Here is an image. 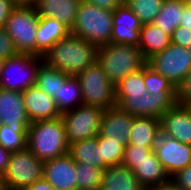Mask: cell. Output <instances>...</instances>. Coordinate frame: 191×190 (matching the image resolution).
Wrapping results in <instances>:
<instances>
[{
    "instance_id": "cell-1",
    "label": "cell",
    "mask_w": 191,
    "mask_h": 190,
    "mask_svg": "<svg viewBox=\"0 0 191 190\" xmlns=\"http://www.w3.org/2000/svg\"><path fill=\"white\" fill-rule=\"evenodd\" d=\"M115 98L117 106L132 116L157 119L178 103L177 91L148 93L144 83V67L115 85Z\"/></svg>"
},
{
    "instance_id": "cell-2",
    "label": "cell",
    "mask_w": 191,
    "mask_h": 190,
    "mask_svg": "<svg viewBox=\"0 0 191 190\" xmlns=\"http://www.w3.org/2000/svg\"><path fill=\"white\" fill-rule=\"evenodd\" d=\"M98 47L72 35L56 42L43 56V62L67 75L76 76L97 62Z\"/></svg>"
},
{
    "instance_id": "cell-3",
    "label": "cell",
    "mask_w": 191,
    "mask_h": 190,
    "mask_svg": "<svg viewBox=\"0 0 191 190\" xmlns=\"http://www.w3.org/2000/svg\"><path fill=\"white\" fill-rule=\"evenodd\" d=\"M27 148L43 162L67 154L69 144L62 117L31 123Z\"/></svg>"
},
{
    "instance_id": "cell-4",
    "label": "cell",
    "mask_w": 191,
    "mask_h": 190,
    "mask_svg": "<svg viewBox=\"0 0 191 190\" xmlns=\"http://www.w3.org/2000/svg\"><path fill=\"white\" fill-rule=\"evenodd\" d=\"M97 63L116 85L126 76L140 71L147 64V60L138 46L111 42L98 47Z\"/></svg>"
},
{
    "instance_id": "cell-5",
    "label": "cell",
    "mask_w": 191,
    "mask_h": 190,
    "mask_svg": "<svg viewBox=\"0 0 191 190\" xmlns=\"http://www.w3.org/2000/svg\"><path fill=\"white\" fill-rule=\"evenodd\" d=\"M113 10L81 1L76 21L70 33L101 47L111 43Z\"/></svg>"
},
{
    "instance_id": "cell-6",
    "label": "cell",
    "mask_w": 191,
    "mask_h": 190,
    "mask_svg": "<svg viewBox=\"0 0 191 190\" xmlns=\"http://www.w3.org/2000/svg\"><path fill=\"white\" fill-rule=\"evenodd\" d=\"M82 89L83 104L104 110L117 105L115 85L96 62L76 75Z\"/></svg>"
},
{
    "instance_id": "cell-7",
    "label": "cell",
    "mask_w": 191,
    "mask_h": 190,
    "mask_svg": "<svg viewBox=\"0 0 191 190\" xmlns=\"http://www.w3.org/2000/svg\"><path fill=\"white\" fill-rule=\"evenodd\" d=\"M39 19L34 7L17 6L12 11L4 29L14 42L18 53L35 55Z\"/></svg>"
},
{
    "instance_id": "cell-8",
    "label": "cell",
    "mask_w": 191,
    "mask_h": 190,
    "mask_svg": "<svg viewBox=\"0 0 191 190\" xmlns=\"http://www.w3.org/2000/svg\"><path fill=\"white\" fill-rule=\"evenodd\" d=\"M43 57L21 54L4 61L0 74V88L22 92L35 85Z\"/></svg>"
},
{
    "instance_id": "cell-9",
    "label": "cell",
    "mask_w": 191,
    "mask_h": 190,
    "mask_svg": "<svg viewBox=\"0 0 191 190\" xmlns=\"http://www.w3.org/2000/svg\"><path fill=\"white\" fill-rule=\"evenodd\" d=\"M44 162L27 147L11 152L9 164L4 174L8 190H24L43 178Z\"/></svg>"
},
{
    "instance_id": "cell-10",
    "label": "cell",
    "mask_w": 191,
    "mask_h": 190,
    "mask_svg": "<svg viewBox=\"0 0 191 190\" xmlns=\"http://www.w3.org/2000/svg\"><path fill=\"white\" fill-rule=\"evenodd\" d=\"M147 65L178 89L191 71V53L187 48L171 43L163 51L148 58Z\"/></svg>"
},
{
    "instance_id": "cell-11",
    "label": "cell",
    "mask_w": 191,
    "mask_h": 190,
    "mask_svg": "<svg viewBox=\"0 0 191 190\" xmlns=\"http://www.w3.org/2000/svg\"><path fill=\"white\" fill-rule=\"evenodd\" d=\"M104 111L100 107L83 104L62 113L68 144L97 136Z\"/></svg>"
},
{
    "instance_id": "cell-12",
    "label": "cell",
    "mask_w": 191,
    "mask_h": 190,
    "mask_svg": "<svg viewBox=\"0 0 191 190\" xmlns=\"http://www.w3.org/2000/svg\"><path fill=\"white\" fill-rule=\"evenodd\" d=\"M154 152L170 178L191 164V144L160 134Z\"/></svg>"
},
{
    "instance_id": "cell-13",
    "label": "cell",
    "mask_w": 191,
    "mask_h": 190,
    "mask_svg": "<svg viewBox=\"0 0 191 190\" xmlns=\"http://www.w3.org/2000/svg\"><path fill=\"white\" fill-rule=\"evenodd\" d=\"M43 177L55 190H77L76 162L68 153L45 161Z\"/></svg>"
},
{
    "instance_id": "cell-14",
    "label": "cell",
    "mask_w": 191,
    "mask_h": 190,
    "mask_svg": "<svg viewBox=\"0 0 191 190\" xmlns=\"http://www.w3.org/2000/svg\"><path fill=\"white\" fill-rule=\"evenodd\" d=\"M142 25L139 17L124 2L114 10L111 42L138 46Z\"/></svg>"
},
{
    "instance_id": "cell-15",
    "label": "cell",
    "mask_w": 191,
    "mask_h": 190,
    "mask_svg": "<svg viewBox=\"0 0 191 190\" xmlns=\"http://www.w3.org/2000/svg\"><path fill=\"white\" fill-rule=\"evenodd\" d=\"M161 134L191 144V111L177 103L160 117Z\"/></svg>"
},
{
    "instance_id": "cell-16",
    "label": "cell",
    "mask_w": 191,
    "mask_h": 190,
    "mask_svg": "<svg viewBox=\"0 0 191 190\" xmlns=\"http://www.w3.org/2000/svg\"><path fill=\"white\" fill-rule=\"evenodd\" d=\"M134 117L117 105L106 109L102 116L99 135L108 141H121L125 146L128 145Z\"/></svg>"
},
{
    "instance_id": "cell-17",
    "label": "cell",
    "mask_w": 191,
    "mask_h": 190,
    "mask_svg": "<svg viewBox=\"0 0 191 190\" xmlns=\"http://www.w3.org/2000/svg\"><path fill=\"white\" fill-rule=\"evenodd\" d=\"M25 111L31 123L61 117L55 100L33 85L22 91Z\"/></svg>"
},
{
    "instance_id": "cell-18",
    "label": "cell",
    "mask_w": 191,
    "mask_h": 190,
    "mask_svg": "<svg viewBox=\"0 0 191 190\" xmlns=\"http://www.w3.org/2000/svg\"><path fill=\"white\" fill-rule=\"evenodd\" d=\"M0 121L2 125L28 130L31 122L25 111L22 92L0 88Z\"/></svg>"
},
{
    "instance_id": "cell-19",
    "label": "cell",
    "mask_w": 191,
    "mask_h": 190,
    "mask_svg": "<svg viewBox=\"0 0 191 190\" xmlns=\"http://www.w3.org/2000/svg\"><path fill=\"white\" fill-rule=\"evenodd\" d=\"M145 190H154L171 182V178L153 151L132 169Z\"/></svg>"
},
{
    "instance_id": "cell-20",
    "label": "cell",
    "mask_w": 191,
    "mask_h": 190,
    "mask_svg": "<svg viewBox=\"0 0 191 190\" xmlns=\"http://www.w3.org/2000/svg\"><path fill=\"white\" fill-rule=\"evenodd\" d=\"M82 0H37L34 8L39 17H52L70 30L75 24Z\"/></svg>"
},
{
    "instance_id": "cell-21",
    "label": "cell",
    "mask_w": 191,
    "mask_h": 190,
    "mask_svg": "<svg viewBox=\"0 0 191 190\" xmlns=\"http://www.w3.org/2000/svg\"><path fill=\"white\" fill-rule=\"evenodd\" d=\"M70 34V29L52 17H40L36 33L35 55L43 57L52 46Z\"/></svg>"
},
{
    "instance_id": "cell-22",
    "label": "cell",
    "mask_w": 191,
    "mask_h": 190,
    "mask_svg": "<svg viewBox=\"0 0 191 190\" xmlns=\"http://www.w3.org/2000/svg\"><path fill=\"white\" fill-rule=\"evenodd\" d=\"M100 190H145L134 171L124 165L104 169Z\"/></svg>"
},
{
    "instance_id": "cell-23",
    "label": "cell",
    "mask_w": 191,
    "mask_h": 190,
    "mask_svg": "<svg viewBox=\"0 0 191 190\" xmlns=\"http://www.w3.org/2000/svg\"><path fill=\"white\" fill-rule=\"evenodd\" d=\"M160 134V119L134 117L128 145L154 148Z\"/></svg>"
},
{
    "instance_id": "cell-24",
    "label": "cell",
    "mask_w": 191,
    "mask_h": 190,
    "mask_svg": "<svg viewBox=\"0 0 191 190\" xmlns=\"http://www.w3.org/2000/svg\"><path fill=\"white\" fill-rule=\"evenodd\" d=\"M170 44L171 36L163 32L154 23L142 25L138 47L146 60L155 53L163 51Z\"/></svg>"
},
{
    "instance_id": "cell-25",
    "label": "cell",
    "mask_w": 191,
    "mask_h": 190,
    "mask_svg": "<svg viewBox=\"0 0 191 190\" xmlns=\"http://www.w3.org/2000/svg\"><path fill=\"white\" fill-rule=\"evenodd\" d=\"M68 154L78 163L91 164L103 170L108 167L101 158V148L97 145V136L69 144Z\"/></svg>"
},
{
    "instance_id": "cell-26",
    "label": "cell",
    "mask_w": 191,
    "mask_h": 190,
    "mask_svg": "<svg viewBox=\"0 0 191 190\" xmlns=\"http://www.w3.org/2000/svg\"><path fill=\"white\" fill-rule=\"evenodd\" d=\"M186 6V0H164L161 10L153 23L171 36L173 31L180 26V18H182Z\"/></svg>"
},
{
    "instance_id": "cell-27",
    "label": "cell",
    "mask_w": 191,
    "mask_h": 190,
    "mask_svg": "<svg viewBox=\"0 0 191 190\" xmlns=\"http://www.w3.org/2000/svg\"><path fill=\"white\" fill-rule=\"evenodd\" d=\"M56 106L60 113L83 105L82 89L76 76H70L54 95Z\"/></svg>"
},
{
    "instance_id": "cell-28",
    "label": "cell",
    "mask_w": 191,
    "mask_h": 190,
    "mask_svg": "<svg viewBox=\"0 0 191 190\" xmlns=\"http://www.w3.org/2000/svg\"><path fill=\"white\" fill-rule=\"evenodd\" d=\"M69 77L70 75H67L48 66L45 62H42L37 71L35 86L53 98L54 95L57 94L59 87L65 84V81Z\"/></svg>"
},
{
    "instance_id": "cell-29",
    "label": "cell",
    "mask_w": 191,
    "mask_h": 190,
    "mask_svg": "<svg viewBox=\"0 0 191 190\" xmlns=\"http://www.w3.org/2000/svg\"><path fill=\"white\" fill-rule=\"evenodd\" d=\"M103 169L76 162L77 190H100Z\"/></svg>"
},
{
    "instance_id": "cell-30",
    "label": "cell",
    "mask_w": 191,
    "mask_h": 190,
    "mask_svg": "<svg viewBox=\"0 0 191 190\" xmlns=\"http://www.w3.org/2000/svg\"><path fill=\"white\" fill-rule=\"evenodd\" d=\"M164 0H125L127 6L136 14L142 24L153 23L159 14Z\"/></svg>"
},
{
    "instance_id": "cell-31",
    "label": "cell",
    "mask_w": 191,
    "mask_h": 190,
    "mask_svg": "<svg viewBox=\"0 0 191 190\" xmlns=\"http://www.w3.org/2000/svg\"><path fill=\"white\" fill-rule=\"evenodd\" d=\"M0 145L11 152L25 149L27 147V131L1 124Z\"/></svg>"
},
{
    "instance_id": "cell-32",
    "label": "cell",
    "mask_w": 191,
    "mask_h": 190,
    "mask_svg": "<svg viewBox=\"0 0 191 190\" xmlns=\"http://www.w3.org/2000/svg\"><path fill=\"white\" fill-rule=\"evenodd\" d=\"M97 145L101 148V158L108 166L121 165L125 145L121 141H108L97 135Z\"/></svg>"
},
{
    "instance_id": "cell-33",
    "label": "cell",
    "mask_w": 191,
    "mask_h": 190,
    "mask_svg": "<svg viewBox=\"0 0 191 190\" xmlns=\"http://www.w3.org/2000/svg\"><path fill=\"white\" fill-rule=\"evenodd\" d=\"M144 83L146 90L151 94H162L164 91H177L166 77L155 72L147 64L144 66Z\"/></svg>"
},
{
    "instance_id": "cell-34",
    "label": "cell",
    "mask_w": 191,
    "mask_h": 190,
    "mask_svg": "<svg viewBox=\"0 0 191 190\" xmlns=\"http://www.w3.org/2000/svg\"><path fill=\"white\" fill-rule=\"evenodd\" d=\"M154 151V148L126 145L121 164L133 169L137 163L145 159Z\"/></svg>"
},
{
    "instance_id": "cell-35",
    "label": "cell",
    "mask_w": 191,
    "mask_h": 190,
    "mask_svg": "<svg viewBox=\"0 0 191 190\" xmlns=\"http://www.w3.org/2000/svg\"><path fill=\"white\" fill-rule=\"evenodd\" d=\"M18 54L19 53L9 34L4 28H0V58L6 60L15 57Z\"/></svg>"
},
{
    "instance_id": "cell-36",
    "label": "cell",
    "mask_w": 191,
    "mask_h": 190,
    "mask_svg": "<svg viewBox=\"0 0 191 190\" xmlns=\"http://www.w3.org/2000/svg\"><path fill=\"white\" fill-rule=\"evenodd\" d=\"M171 182L183 190H191V164L171 177Z\"/></svg>"
},
{
    "instance_id": "cell-37",
    "label": "cell",
    "mask_w": 191,
    "mask_h": 190,
    "mask_svg": "<svg viewBox=\"0 0 191 190\" xmlns=\"http://www.w3.org/2000/svg\"><path fill=\"white\" fill-rule=\"evenodd\" d=\"M171 43L187 48L191 43V30L178 26L171 35Z\"/></svg>"
},
{
    "instance_id": "cell-38",
    "label": "cell",
    "mask_w": 191,
    "mask_h": 190,
    "mask_svg": "<svg viewBox=\"0 0 191 190\" xmlns=\"http://www.w3.org/2000/svg\"><path fill=\"white\" fill-rule=\"evenodd\" d=\"M177 101L183 105L191 102V71L186 75L182 84L177 89Z\"/></svg>"
},
{
    "instance_id": "cell-39",
    "label": "cell",
    "mask_w": 191,
    "mask_h": 190,
    "mask_svg": "<svg viewBox=\"0 0 191 190\" xmlns=\"http://www.w3.org/2000/svg\"><path fill=\"white\" fill-rule=\"evenodd\" d=\"M16 7L12 0H0V28L5 27L7 20Z\"/></svg>"
},
{
    "instance_id": "cell-40",
    "label": "cell",
    "mask_w": 191,
    "mask_h": 190,
    "mask_svg": "<svg viewBox=\"0 0 191 190\" xmlns=\"http://www.w3.org/2000/svg\"><path fill=\"white\" fill-rule=\"evenodd\" d=\"M83 1L96 5L100 8L114 11L118 6L122 5L125 0H83Z\"/></svg>"
},
{
    "instance_id": "cell-41",
    "label": "cell",
    "mask_w": 191,
    "mask_h": 190,
    "mask_svg": "<svg viewBox=\"0 0 191 190\" xmlns=\"http://www.w3.org/2000/svg\"><path fill=\"white\" fill-rule=\"evenodd\" d=\"M11 156V151L0 145V174L4 175Z\"/></svg>"
},
{
    "instance_id": "cell-42",
    "label": "cell",
    "mask_w": 191,
    "mask_h": 190,
    "mask_svg": "<svg viewBox=\"0 0 191 190\" xmlns=\"http://www.w3.org/2000/svg\"><path fill=\"white\" fill-rule=\"evenodd\" d=\"M24 190H55V189L43 177V178L35 181L31 186L27 187Z\"/></svg>"
},
{
    "instance_id": "cell-43",
    "label": "cell",
    "mask_w": 191,
    "mask_h": 190,
    "mask_svg": "<svg viewBox=\"0 0 191 190\" xmlns=\"http://www.w3.org/2000/svg\"><path fill=\"white\" fill-rule=\"evenodd\" d=\"M180 26L191 30V8L187 5L182 13V18H180Z\"/></svg>"
},
{
    "instance_id": "cell-44",
    "label": "cell",
    "mask_w": 191,
    "mask_h": 190,
    "mask_svg": "<svg viewBox=\"0 0 191 190\" xmlns=\"http://www.w3.org/2000/svg\"><path fill=\"white\" fill-rule=\"evenodd\" d=\"M16 6L34 7L37 0H12Z\"/></svg>"
},
{
    "instance_id": "cell-45",
    "label": "cell",
    "mask_w": 191,
    "mask_h": 190,
    "mask_svg": "<svg viewBox=\"0 0 191 190\" xmlns=\"http://www.w3.org/2000/svg\"><path fill=\"white\" fill-rule=\"evenodd\" d=\"M154 190H183V189H180L176 187L172 182H169Z\"/></svg>"
},
{
    "instance_id": "cell-46",
    "label": "cell",
    "mask_w": 191,
    "mask_h": 190,
    "mask_svg": "<svg viewBox=\"0 0 191 190\" xmlns=\"http://www.w3.org/2000/svg\"><path fill=\"white\" fill-rule=\"evenodd\" d=\"M0 190H8L4 179V175L2 174H0Z\"/></svg>"
},
{
    "instance_id": "cell-47",
    "label": "cell",
    "mask_w": 191,
    "mask_h": 190,
    "mask_svg": "<svg viewBox=\"0 0 191 190\" xmlns=\"http://www.w3.org/2000/svg\"><path fill=\"white\" fill-rule=\"evenodd\" d=\"M4 59L0 58V74L2 72V67H3V64H4Z\"/></svg>"
},
{
    "instance_id": "cell-48",
    "label": "cell",
    "mask_w": 191,
    "mask_h": 190,
    "mask_svg": "<svg viewBox=\"0 0 191 190\" xmlns=\"http://www.w3.org/2000/svg\"><path fill=\"white\" fill-rule=\"evenodd\" d=\"M188 108H189V110L191 111V102L190 103H186L185 104Z\"/></svg>"
},
{
    "instance_id": "cell-49",
    "label": "cell",
    "mask_w": 191,
    "mask_h": 190,
    "mask_svg": "<svg viewBox=\"0 0 191 190\" xmlns=\"http://www.w3.org/2000/svg\"><path fill=\"white\" fill-rule=\"evenodd\" d=\"M187 5L191 8V0H186Z\"/></svg>"
},
{
    "instance_id": "cell-50",
    "label": "cell",
    "mask_w": 191,
    "mask_h": 190,
    "mask_svg": "<svg viewBox=\"0 0 191 190\" xmlns=\"http://www.w3.org/2000/svg\"><path fill=\"white\" fill-rule=\"evenodd\" d=\"M187 50L191 53V43H190V45L187 47Z\"/></svg>"
}]
</instances>
